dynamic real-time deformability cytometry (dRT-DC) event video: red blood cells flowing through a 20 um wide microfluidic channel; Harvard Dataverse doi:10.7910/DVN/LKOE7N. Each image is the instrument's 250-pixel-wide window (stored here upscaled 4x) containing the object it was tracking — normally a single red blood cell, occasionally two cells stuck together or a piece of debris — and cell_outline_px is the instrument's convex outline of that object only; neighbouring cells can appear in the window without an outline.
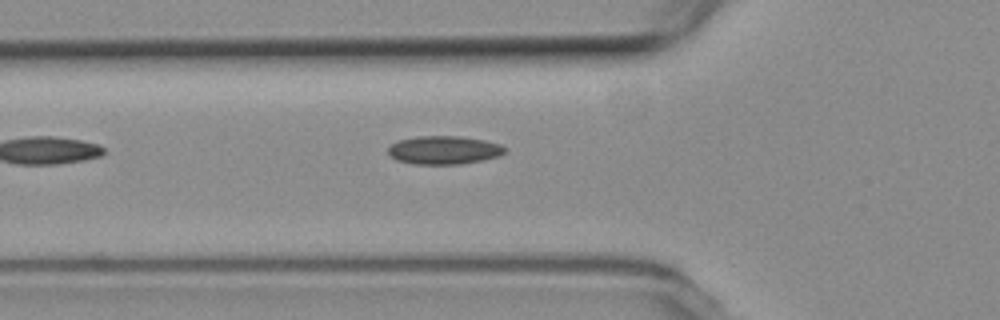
{"species": "common noctule bat (a hibernating species)", "species_latin": "Nyctalus noctula", "temperature_condition": "room temperature", "stored_images_in_passage": 5, "camera_frame_rate_fps": 3000, "um_per_image_px": 0.085, "animal": {"sex": "female", "body_mass_g": 19.3, "forearm_length_mm": 54.1}, "frame": {"image": 1, "passage_image": 5, "time_ms": 4.667, "image_size_px": [1000, 320], "cell_outline_px": [[508, 148], [500, 156], [460, 164], [412, 164], [396, 160], [388, 152], [388, 148], [392, 144], [400, 140], [420, 136], [460, 136], [484, 140], [500, 144]], "centroid_in_image_um": [37.76, 12.76], "position_along_channel_um": 88.0, "area_um2": 19.19}}